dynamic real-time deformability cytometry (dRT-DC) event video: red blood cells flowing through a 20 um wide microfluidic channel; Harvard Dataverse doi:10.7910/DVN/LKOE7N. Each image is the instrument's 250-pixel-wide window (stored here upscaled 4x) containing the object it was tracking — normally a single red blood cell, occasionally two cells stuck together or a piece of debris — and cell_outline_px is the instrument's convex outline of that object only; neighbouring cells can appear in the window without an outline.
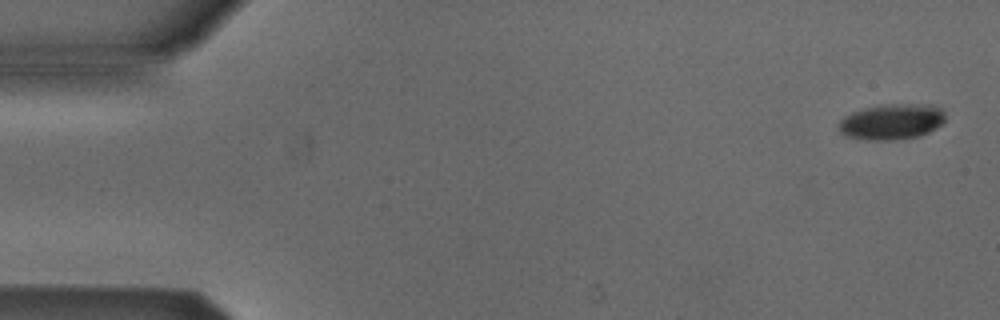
{"species": "Egyptian fruit bat (a non-hibernating species)", "species_latin": "Rousettus aegyptiacus", "temperature_condition": "cold", "stored_images_in_passage": 5, "camera_frame_rate_fps": 3000, "um_per_image_px": 0.085, "animal": {"sex": "male"}, "frame": {"image": 1, "passage_image": 1, "time_ms": 0.0, "image_size_px": [1000, 320], "cell_outline_px": [[944, 120], [936, 128], [920, 136], [892, 140], [868, 140], [844, 136], [840, 132], [836, 124], [844, 116], [852, 112], [864, 108], [884, 104], [928, 104], [940, 108], [944, 112]], "centroid_in_image_um": [75.74, 10.35], "position_along_channel_um": 9.3, "area_um2": 22.31}}
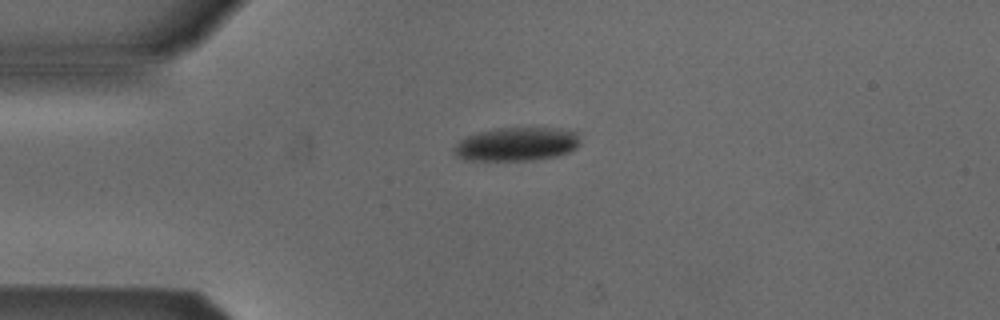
{"frame": {"image": 2, "passage_image": 4, "time_ms": 3.667, "image_size_px": [1000, 320], "cell_outline_px": [[580, 144], [572, 152], [556, 156], [532, 160], [464, 160], [456, 156], [452, 152], [452, 148], [460, 140], [476, 132], [496, 128], [556, 128], [580, 132]], "centroid_in_image_um": [43.93, 12.25], "position_along_channel_um": 41.1, "area_um2": 25.09}}